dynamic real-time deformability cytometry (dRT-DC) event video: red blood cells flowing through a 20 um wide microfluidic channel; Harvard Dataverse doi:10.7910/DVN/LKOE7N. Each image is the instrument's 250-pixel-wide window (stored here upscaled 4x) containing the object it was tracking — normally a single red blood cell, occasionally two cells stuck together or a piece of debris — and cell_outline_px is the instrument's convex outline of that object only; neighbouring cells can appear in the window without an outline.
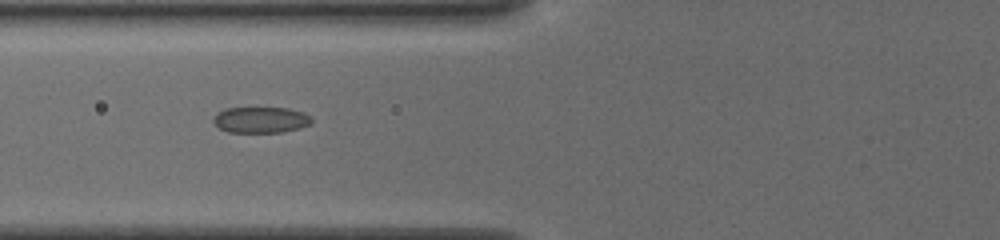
{"species": "common noctule bat (a hibernating species)", "species_latin": "Nyctalus noctula", "temperature_condition": "cold", "stored_images_in_passage": 34, "camera_frame_rate_fps": 3000, "um_per_image_px": 0.085, "animal": {"sex": "female", "body_mass_g": 19.5, "forearm_length_mm": 54.1}, "frame": {"image": 1, "passage_image": 3, "time_ms": 0.667, "image_size_px": [1000, 240], "cell_outline_px": [[312, 124], [300, 128], [280, 132], [228, 132], [220, 128], [212, 120], [224, 108], [288, 108], [304, 112], [312, 116]], "centroid_in_image_um": [22.23, 10.18], "position_along_channel_um": 103.6, "area_um2": 14.85}}
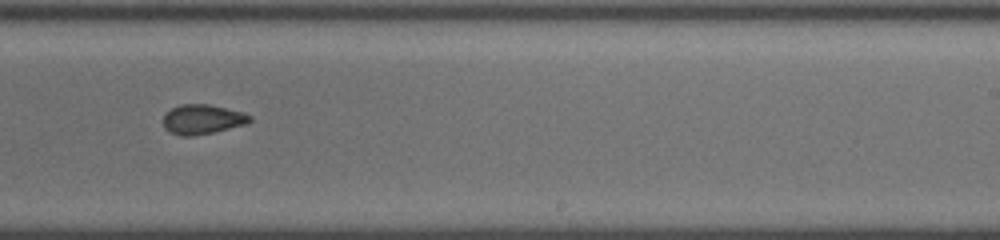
{"frame": {"image": 2, "passage_image": 16, "time_ms": 5.0, "image_size_px": [1000, 240], "cell_outline_px": [[252, 120], [248, 124], [212, 132], [192, 136], [180, 136], [164, 128], [164, 112], [180, 104], [208, 104], [244, 112], [252, 116]], "centroid_in_image_um": [17.22, 10.13], "position_along_channel_um": 271.8, "area_um2": 15.03}}
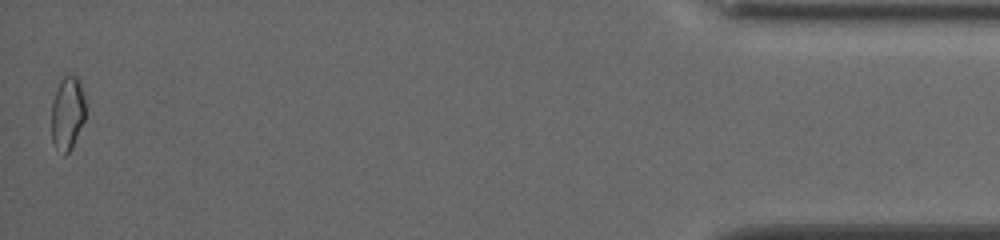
{"frame": {"image": 3, "passage_image": 34, "time_ms": 11.0, "image_size_px": [1000, 240], "cell_outline_px": [[84, 120], [72, 148], [64, 156], [52, 140], [52, 100], [60, 80], [68, 72], [76, 76], [80, 80], [84, 96]], "centroid_in_image_um": [5.73, 9.56], "position_along_channel_um": 429.5, "area_um2": 14.57}, "authors_computed_cell_mechanics": {"area_um2": 14.9413, "velocity_mm_per_s": 3.8834, "shape_relaxation_time_tau1_ms": null, "shape_relaxation_time_tau2_ms": 1.6448, "deformation_change_tau1": null, "deformation_change_tau2": 0.0573}}